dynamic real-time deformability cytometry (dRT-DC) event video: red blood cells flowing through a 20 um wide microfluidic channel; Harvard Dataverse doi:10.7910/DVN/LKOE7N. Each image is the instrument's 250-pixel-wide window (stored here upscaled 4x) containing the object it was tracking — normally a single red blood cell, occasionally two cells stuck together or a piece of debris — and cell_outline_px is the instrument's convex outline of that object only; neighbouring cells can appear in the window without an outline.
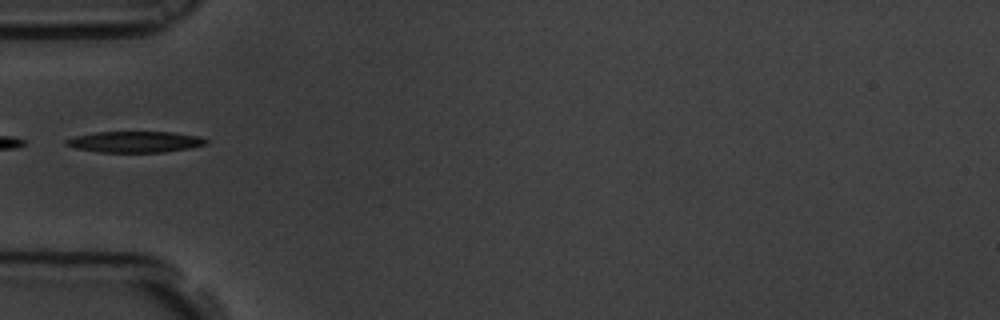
{"species": "common noctule bat (a hibernating species)", "species_latin": "Nyctalus noctula", "temperature_condition": "room temperature", "stored_images_in_passage": 1, "camera_frame_rate_fps": 3000, "um_per_image_px": 0.085, "animal": {"sex": "male", "body_mass_g": 19.5, "forearm_length_mm": 54.6}, "frame": {"image": 1, "passage_image": 1, "time_ms": 0.0, "image_size_px": [1000, 320], "cell_outline_px": [[208, 144], [188, 148], [164, 152], [100, 152], [76, 148], [64, 144], [64, 140], [76, 136], [96, 132], [172, 132], [200, 136], [208, 140]], "centroid_in_image_um": [11.5, 12.05], "position_along_channel_um": 73.5, "area_um2": 17.17}}